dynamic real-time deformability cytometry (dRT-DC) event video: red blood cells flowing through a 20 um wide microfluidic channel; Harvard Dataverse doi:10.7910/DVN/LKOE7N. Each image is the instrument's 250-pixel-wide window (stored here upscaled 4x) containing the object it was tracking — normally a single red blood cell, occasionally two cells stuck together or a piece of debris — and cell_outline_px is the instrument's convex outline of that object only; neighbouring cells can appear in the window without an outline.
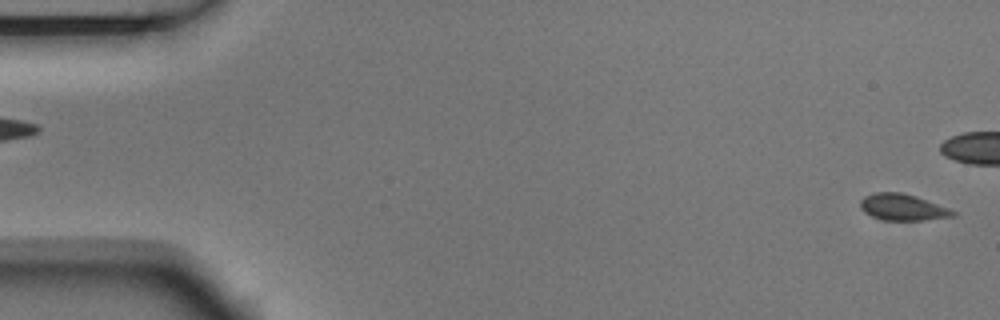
{"species": "Egyptian fruit bat (a non-hibernating species)", "species_latin": "Rousettus aegyptiacus", "temperature_condition": "room temperature", "stored_images_in_passage": 6, "camera_frame_rate_fps": 3000, "um_per_image_px": 0.085, "animal": {"sex": "male"}, "frame": {"image": 1, "passage_image": 6, "time_ms": 1.667, "image_size_px": [1000, 320], "cell_outline_px": [[956, 216], [924, 220], [884, 220], [872, 216], [864, 212], [860, 208], [860, 200], [864, 196], [872, 192], [900, 192], [916, 196], [948, 208], [956, 212]], "centroid_in_image_um": [76.7, 17.61], "position_along_channel_um": 8.3, "area_um2": 14.28}}